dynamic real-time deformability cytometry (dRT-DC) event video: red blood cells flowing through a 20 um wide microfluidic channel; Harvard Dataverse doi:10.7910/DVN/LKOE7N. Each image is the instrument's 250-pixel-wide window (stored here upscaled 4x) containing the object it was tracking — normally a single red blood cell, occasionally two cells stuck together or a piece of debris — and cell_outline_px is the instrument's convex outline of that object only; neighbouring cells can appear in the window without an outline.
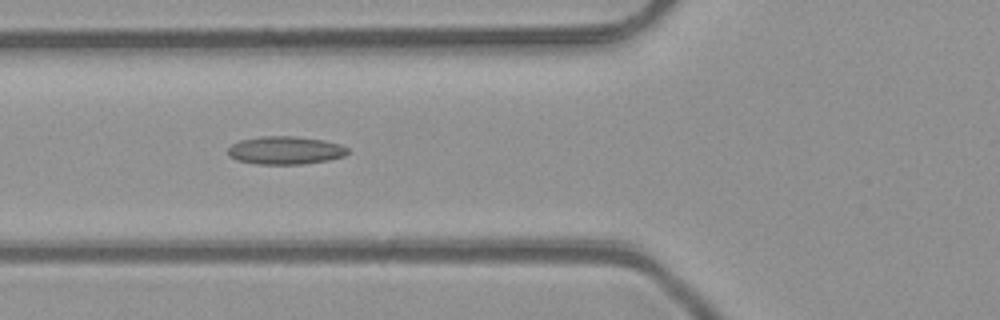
{"species": "common noctule bat (a hibernating species)", "species_latin": "Nyctalus noctula", "temperature_condition": "room temperature", "stored_images_in_passage": 8, "camera_frame_rate_fps": 3000, "um_per_image_px": 0.085, "animal": {"sex": "male", "body_mass_g": 23.1, "forearm_length_mm": 52.7}, "frame": {"image": 1, "passage_image": 6, "time_ms": 1.667, "image_size_px": [1000, 320], "cell_outline_px": [[348, 152], [344, 156], [328, 160], [304, 164], [256, 164], [236, 160], [228, 156], [228, 148], [232, 144], [240, 140], [264, 136], [292, 136], [324, 140], [340, 144], [348, 148]], "centroid_in_image_um": [24.24, 12.78], "position_along_channel_um": 101.6, "area_um2": 19.59}}